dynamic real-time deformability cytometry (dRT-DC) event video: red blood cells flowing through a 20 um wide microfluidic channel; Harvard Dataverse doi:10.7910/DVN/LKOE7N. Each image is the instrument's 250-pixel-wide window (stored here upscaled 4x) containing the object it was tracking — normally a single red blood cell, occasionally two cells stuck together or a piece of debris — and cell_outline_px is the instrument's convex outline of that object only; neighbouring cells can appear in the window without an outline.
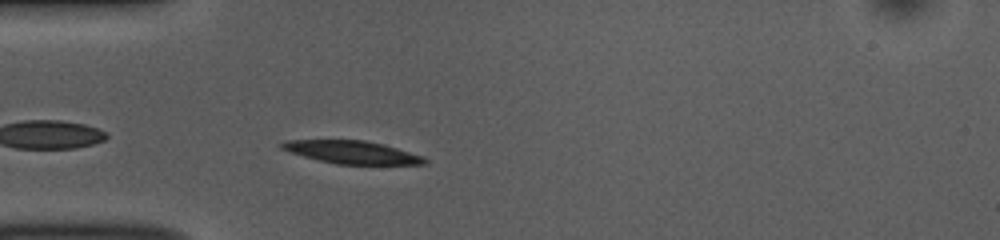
{"species": "common noctule bat (a hibernating species)", "species_latin": "Nyctalus noctula", "temperature_condition": "room temperature", "stored_images_in_passage": 42, "camera_frame_rate_fps": 3000, "um_per_image_px": 0.085, "animal": {"sex": "female", "body_mass_g": 10.0, "forearm_length_mm": 53.1}, "frame": {"image": 1, "passage_image": 3, "time_ms": 0.667, "image_size_px": [1000, 240], "cell_outline_px": [[428, 164], [336, 164], [304, 156], [280, 148], [276, 144], [284, 140], [364, 140], [384, 144], [424, 156], [428, 160]], "centroid_in_image_um": [29.93, 12.93], "position_along_channel_um": 55.1, "area_um2": 19.02}}
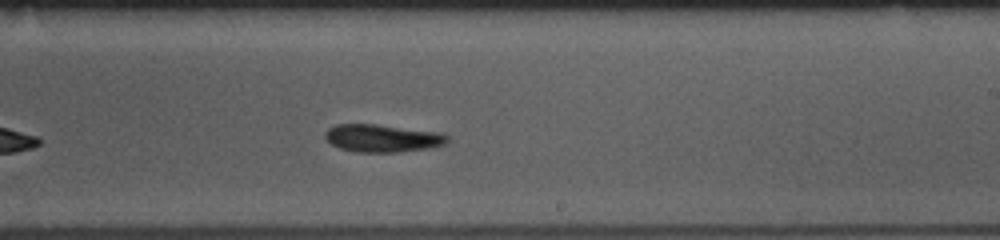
{"frame": {"image": 2, "passage_image": 20, "time_ms": 6.333, "image_size_px": [1000, 240], "cell_outline_px": [[448, 140], [444, 144], [432, 148], [396, 152], [356, 152], [340, 148], [332, 144], [324, 136], [324, 132], [328, 128], [336, 124], [376, 124], [444, 132], [448, 136]], "centroid_in_image_um": [32.53, 11.74], "position_along_channel_um": 256.5, "area_um2": 19.94}}
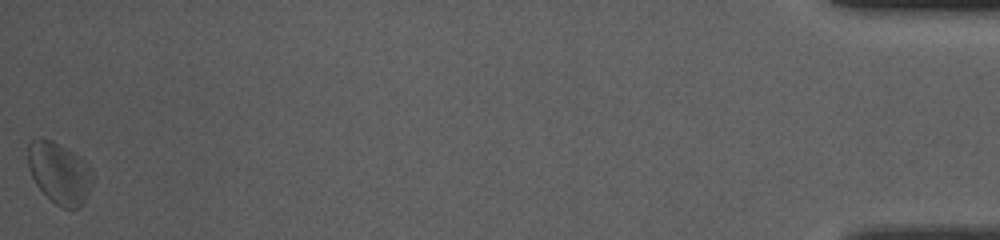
{"frame": {"image": 3, "passage_image": 42, "time_ms": 13.667, "image_size_px": [1000, 240], "cell_outline_px": [[92, 184], [88, 196], [80, 208], [60, 208], [36, 184], [28, 168], [28, 144], [32, 140], [52, 140], [72, 152], [84, 160], [88, 164], [92, 172]], "centroid_in_image_um": [5.07, 14.73], "position_along_channel_um": 430.1, "area_um2": 22.89}, "authors_computed_cell_mechanics": {"area_um2": 20.3456, "velocity_mm_per_s": 3.6564, "shape_relaxation_time_tau1_ms": 2.6738, "shape_relaxation_time_tau2_ms": null, "deformation_change_tau1": 0.0939, "deformation_change_tau2": null}}